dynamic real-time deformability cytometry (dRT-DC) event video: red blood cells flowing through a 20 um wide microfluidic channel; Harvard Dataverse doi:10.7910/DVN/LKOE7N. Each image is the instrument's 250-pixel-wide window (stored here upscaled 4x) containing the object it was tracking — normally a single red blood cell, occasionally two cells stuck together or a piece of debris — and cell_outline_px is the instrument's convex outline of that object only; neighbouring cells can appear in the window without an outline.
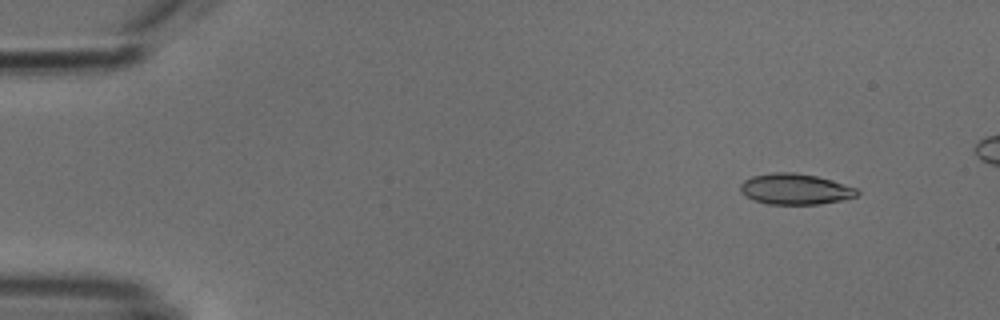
{"species": "common noctule bat (a hibernating species)", "species_latin": "Nyctalus noctula", "temperature_condition": "cold", "stored_images_in_passage": 5, "camera_frame_rate_fps": 3000, "um_per_image_px": 0.085, "animal": {"sex": "male", "body_mass_g": 18.8}, "frame": {"image": 1, "passage_image": 2, "time_ms": 1.333, "image_size_px": [1000, 320], "cell_outline_px": [[860, 192], [856, 196], [840, 200], [820, 204], [768, 204], [756, 200], [740, 192], [740, 184], [744, 180], [752, 176], [772, 172], [796, 172], [816, 176], [832, 180], [856, 188]], "centroid_in_image_um": [67.59, 16.06], "position_along_channel_um": 17.4, "area_um2": 20.87}}